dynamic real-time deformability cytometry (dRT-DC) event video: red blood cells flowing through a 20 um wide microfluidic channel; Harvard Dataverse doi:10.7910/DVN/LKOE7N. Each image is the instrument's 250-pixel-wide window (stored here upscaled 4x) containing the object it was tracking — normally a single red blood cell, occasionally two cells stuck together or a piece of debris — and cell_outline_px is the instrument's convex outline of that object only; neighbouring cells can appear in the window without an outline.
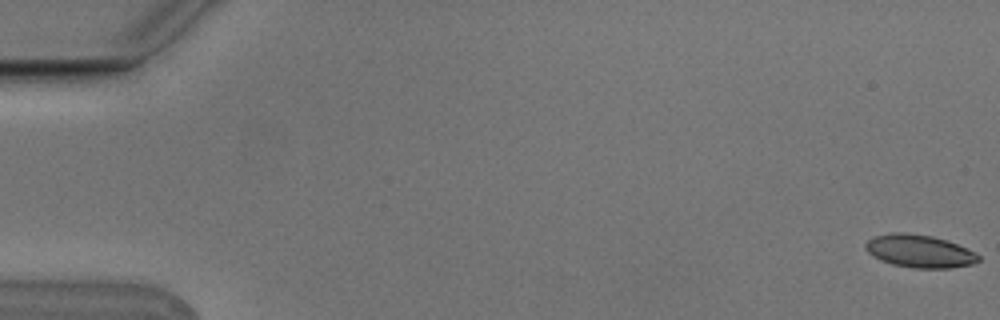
{"species": "Egyptian fruit bat (a non-hibernating species)", "species_latin": "Rousettus aegyptiacus", "temperature_condition": "cold", "stored_images_in_passage": 8, "camera_frame_rate_fps": 3000, "um_per_image_px": 0.085, "animal": {"sex": "male"}, "frame": {"image": 1, "passage_image": 1, "time_ms": 0.0, "image_size_px": [1000, 320], "cell_outline_px": [[980, 260], [972, 264], [952, 268], [916, 268], [892, 264], [880, 260], [872, 256], [864, 248], [864, 244], [872, 236], [892, 232], [904, 232], [932, 236], [948, 240], [976, 252], [980, 256]], "centroid_in_image_um": [78.14, 21.34], "position_along_channel_um": 6.9, "area_um2": 21.85}}
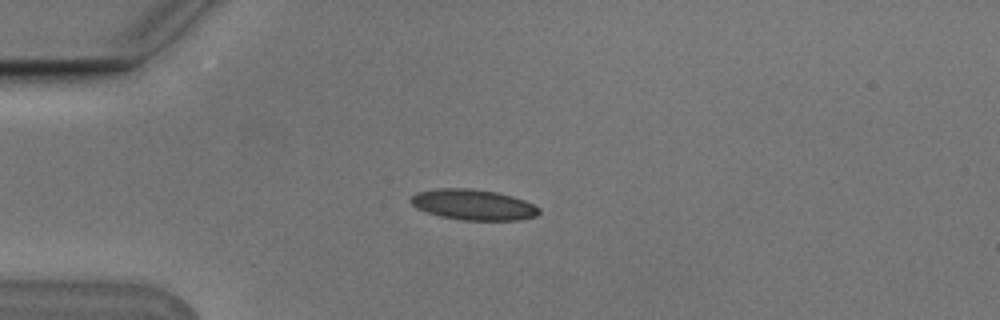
{"frame": {"image": 2, "passage_image": 5, "time_ms": 1.333, "image_size_px": [1000, 320], "cell_outline_px": [[540, 212], [536, 216], [520, 220], [460, 220], [440, 216], [416, 208], [408, 200], [416, 192], [436, 188], [472, 188], [496, 192], [512, 196], [524, 200], [540, 208]], "centroid_in_image_um": [40.21, 17.39], "position_along_channel_um": 44.8, "area_um2": 23.0}}
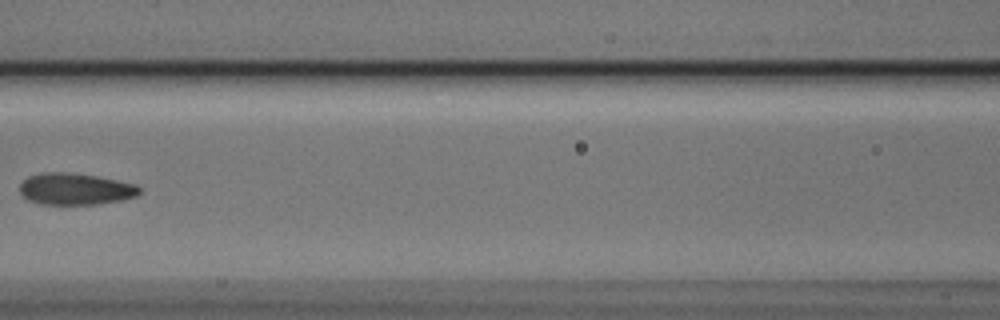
{"frame": {"image": 3, "passage_image": 8, "time_ms": 2.333, "image_size_px": [1000, 320], "cell_outline_px": [[140, 192], [136, 196], [120, 200], [96, 204], [40, 204], [28, 200], [20, 192], [20, 184], [28, 176], [44, 172], [68, 172], [96, 176], [136, 184], [140, 188]], "centroid_in_image_um": [6.38, 16.06], "position_along_channel_um": 160.2, "area_um2": 21.96}}